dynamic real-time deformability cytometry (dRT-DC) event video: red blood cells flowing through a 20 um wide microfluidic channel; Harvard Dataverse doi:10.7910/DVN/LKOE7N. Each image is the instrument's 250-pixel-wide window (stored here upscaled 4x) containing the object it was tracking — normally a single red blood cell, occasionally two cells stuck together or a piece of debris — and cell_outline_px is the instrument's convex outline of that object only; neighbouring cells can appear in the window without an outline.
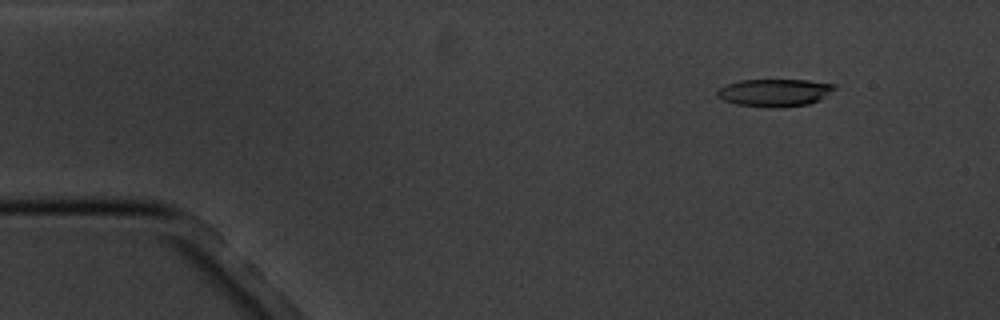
{"species": "common noctule bat (a hibernating species)", "species_latin": "Nyctalus noctula", "temperature_condition": "cold", "stored_images_in_passage": 7, "camera_frame_rate_fps": 3000, "um_per_image_px": 0.085, "animal": {"sex": "male", "body_mass_g": 20.1, "forearm_length_mm": 53.5}, "frame": {"image": 1, "passage_image": 3, "time_ms": 2.0, "image_size_px": [1000, 320], "cell_outline_px": [[836, 88], [820, 100], [808, 104], [736, 104], [724, 100], [716, 96], [716, 92], [720, 88], [728, 84], [740, 80], [808, 80], [836, 84]], "centroid_in_image_um": [65.87, 7.81], "position_along_channel_um": 19.1, "area_um2": 17.74}}
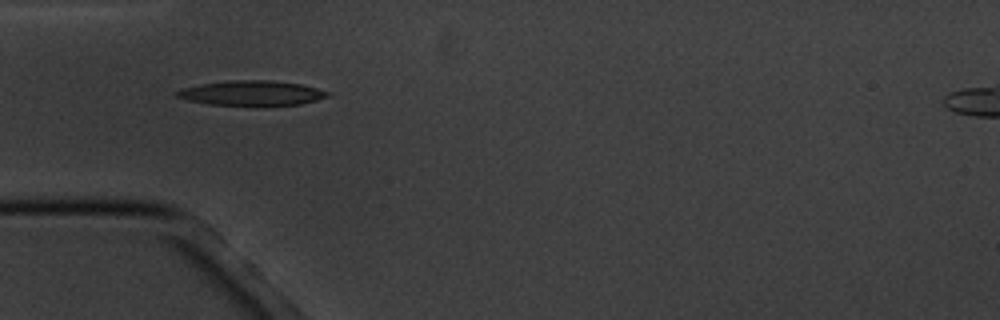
{"frame": {"image": 2, "passage_image": 6, "time_ms": 5.667, "image_size_px": [1000, 320], "cell_outline_px": [[332, 96], [300, 104], [260, 108], [256, 108], [208, 104], [188, 100], [176, 96], [176, 92], [180, 88], [200, 84], [232, 80], [268, 80], [300, 84], [316, 88], [328, 92]], "centroid_in_image_um": [21.4, 7.96], "position_along_channel_um": 63.6, "area_um2": 22.66}}
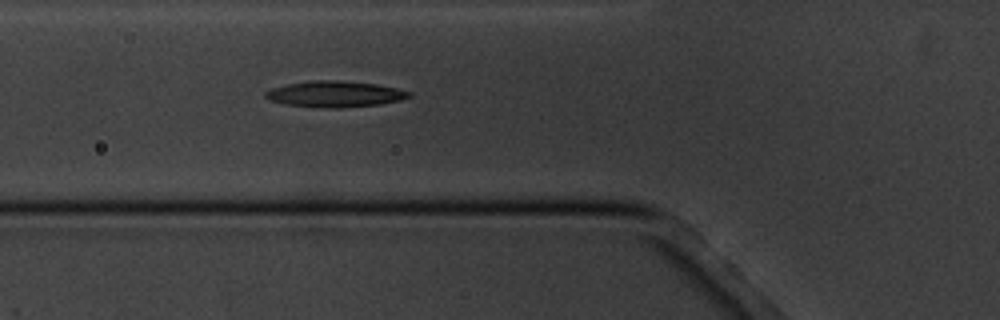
{"frame": {"image": 3, "passage_image": 7, "time_ms": 6.667, "image_size_px": [1000, 320], "cell_outline_px": [[412, 96], [400, 100], [380, 104], [340, 108], [324, 108], [284, 104], [268, 100], [264, 96], [264, 92], [272, 88], [288, 84], [308, 80], [340, 80], [376, 84], [396, 88], [412, 92]], "centroid_in_image_um": [28.45, 7.99], "position_along_channel_um": 97.4, "area_um2": 21.96}}